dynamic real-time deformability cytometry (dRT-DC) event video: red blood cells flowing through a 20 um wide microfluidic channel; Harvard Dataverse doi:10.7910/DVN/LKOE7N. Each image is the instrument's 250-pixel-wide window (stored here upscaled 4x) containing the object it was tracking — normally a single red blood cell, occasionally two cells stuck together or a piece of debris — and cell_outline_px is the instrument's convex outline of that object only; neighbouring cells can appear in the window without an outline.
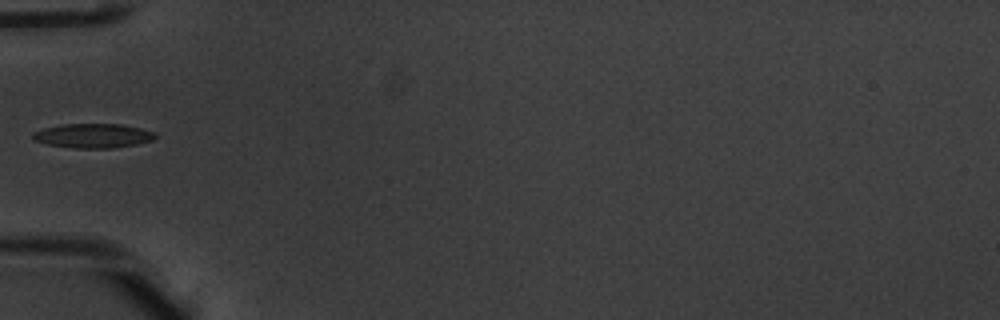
{"species": "common noctule bat (a hibernating species)", "species_latin": "Nyctalus noctula", "temperature_condition": "warm", "stored_images_in_passage": 26, "camera_frame_rate_fps": 3000, "um_per_image_px": 0.085, "animal": {"sex": "male", "body_mass_g": 20.1, "forearm_length_mm": 53.5}, "frame": {"image": 1, "passage_image": 1, "time_ms": 0.0, "image_size_px": [1000, 320], "cell_outline_px": [[156, 136], [152, 140], [136, 144], [112, 148], [76, 148], [48, 144], [32, 140], [32, 132], [44, 128], [64, 124], [120, 124], [140, 128], [156, 132]], "centroid_in_image_um": [7.9, 11.53], "position_along_channel_um": 77.1, "area_um2": 17.28}}
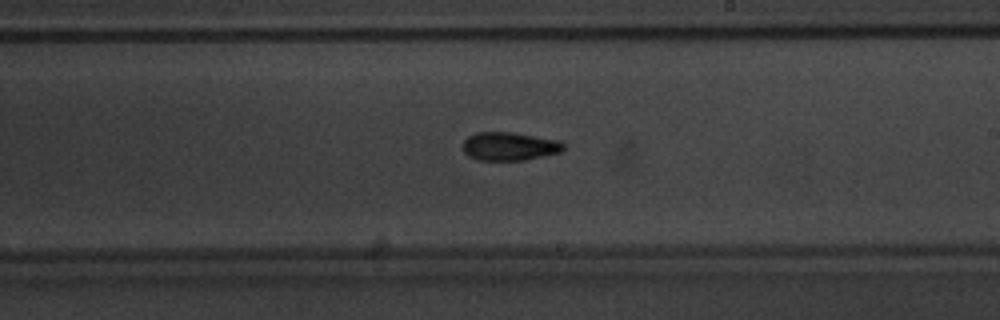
{"frame": {"image": 2, "passage_image": 14, "time_ms": 4.333, "image_size_px": [1000, 320], "cell_outline_px": [[564, 148], [560, 152], [544, 156], [524, 160], [476, 160], [468, 156], [464, 152], [464, 140], [468, 136], [476, 132], [512, 132], [560, 140], [564, 144]], "centroid_in_image_um": [43.3, 12.43], "position_along_channel_um": 245.7, "area_um2": 16.7}}
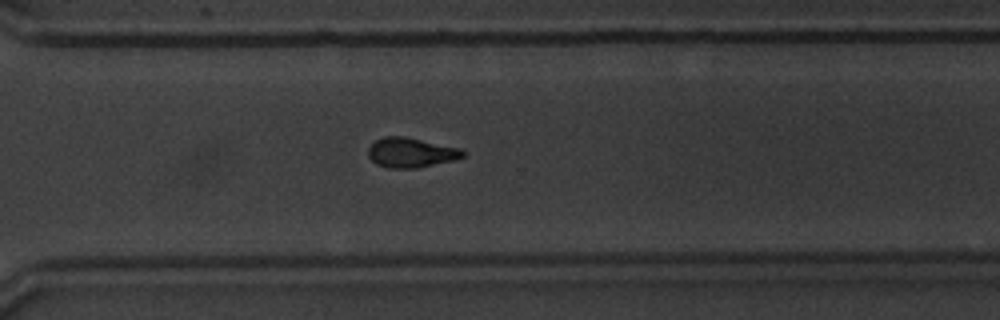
{"frame": {"image": 3, "passage_image": 21, "time_ms": 6.667, "image_size_px": [1000, 320], "cell_outline_px": [[464, 156], [456, 160], [416, 168], [388, 168], [376, 164], [368, 156], [368, 148], [376, 140], [384, 136], [404, 136], [460, 148], [464, 152]], "centroid_in_image_um": [34.92, 12.97], "position_along_channel_um": 335.7, "area_um2": 16.42}}